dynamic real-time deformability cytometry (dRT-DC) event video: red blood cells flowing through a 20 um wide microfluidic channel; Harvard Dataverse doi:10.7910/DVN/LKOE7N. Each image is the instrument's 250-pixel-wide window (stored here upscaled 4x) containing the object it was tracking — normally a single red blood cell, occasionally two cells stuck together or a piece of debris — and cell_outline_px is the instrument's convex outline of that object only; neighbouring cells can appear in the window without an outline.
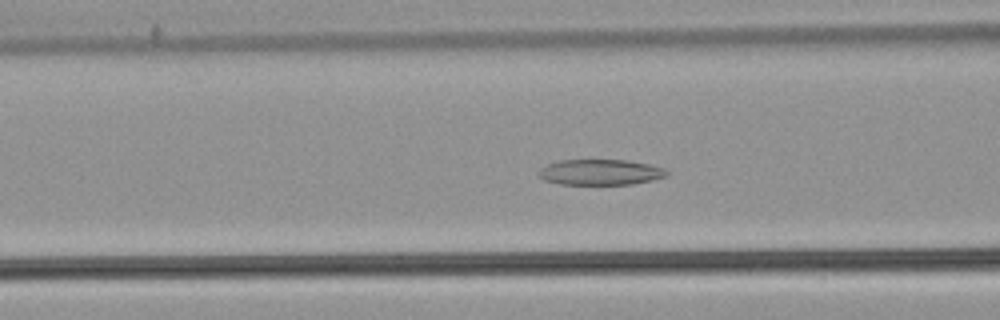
{"species": "common noctule bat (a hibernating species)", "species_latin": "Nyctalus noctula", "temperature_condition": "warm", "stored_images_in_passage": 46, "camera_frame_rate_fps": 3000, "um_per_image_px": 0.085, "animal": {"sex": "male", "body_mass_g": 21.5, "forearm_length_mm": 52.0}, "frame": {"image": 1, "passage_image": 14, "time_ms": 4.333, "image_size_px": [1000, 320], "cell_outline_px": [[668, 172], [664, 176], [652, 180], [632, 184], [560, 184], [544, 180], [540, 176], [540, 168], [548, 164], [560, 160], [628, 160], [648, 164], [664, 168]], "centroid_in_image_um": [51.02, 14.63], "position_along_channel_um": 115.6, "area_um2": 18.9}}
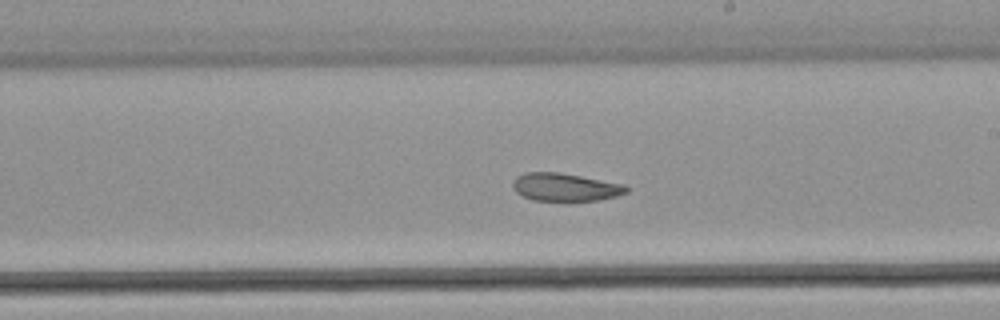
{"frame": {"image": 2, "passage_image": 24, "time_ms": 7.667, "image_size_px": [1000, 320], "cell_outline_px": [[628, 192], [616, 196], [600, 200], [532, 200], [516, 192], [512, 188], [512, 184], [516, 176], [524, 172], [560, 172], [624, 184], [628, 188]], "centroid_in_image_um": [48.02, 15.89], "position_along_channel_um": 241.0, "area_um2": 18.44}}
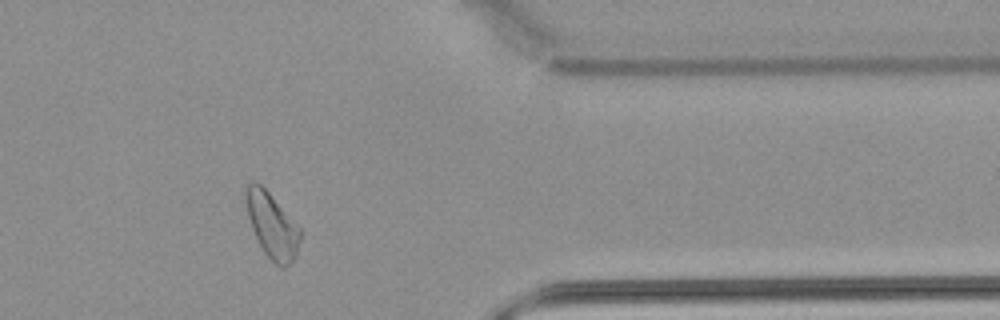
{"frame": {"image": 3, "passage_image": 37, "time_ms": 12.0, "image_size_px": [1000, 320], "cell_outline_px": [[300, 240], [296, 252], [292, 260], [284, 268], [280, 268], [264, 252], [252, 228], [248, 216], [244, 200], [244, 188], [252, 180], [256, 180], [268, 192], [300, 228]], "centroid_in_image_um": [23.08, 19.11], "position_along_channel_um": 388.3, "area_um2": 20.29}, "authors_computed_cell_mechanics": {"area_um2": 20.6346, "velocity_mm_per_s": 3.7675, "shape_relaxation_time_tau1_ms": null, "shape_relaxation_time_tau2_ms": 4.7537, "deformation_change_tau1": null, "deformation_change_tau2": 0.1026}}